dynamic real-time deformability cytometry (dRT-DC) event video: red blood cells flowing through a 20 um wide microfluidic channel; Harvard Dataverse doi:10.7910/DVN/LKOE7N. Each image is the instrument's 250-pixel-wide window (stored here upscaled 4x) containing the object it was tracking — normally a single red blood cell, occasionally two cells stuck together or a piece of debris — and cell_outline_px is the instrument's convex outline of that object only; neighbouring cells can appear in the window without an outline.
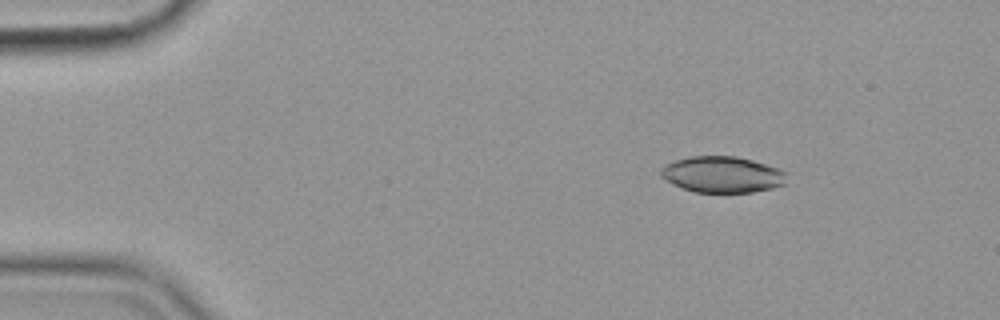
{"species": "common noctule bat (a hibernating species)", "species_latin": "Nyctalus noctula", "temperature_condition": "cold", "stored_images_in_passage": 56, "camera_frame_rate_fps": 3000, "um_per_image_px": 0.085, "animal": {"sex": "female", "body_mass_g": 19.9}, "frame": {"image": 1, "passage_image": 8, "time_ms": 2.333, "image_size_px": [1000, 320], "cell_outline_px": [[788, 172], [784, 184], [772, 188], [752, 192], [696, 192], [684, 188], [664, 180], [660, 176], [660, 168], [676, 160], [688, 156], [736, 156], [752, 160], [780, 168]], "centroid_in_image_um": [61.41, 14.82], "position_along_channel_um": 23.6, "area_um2": 26.59}}
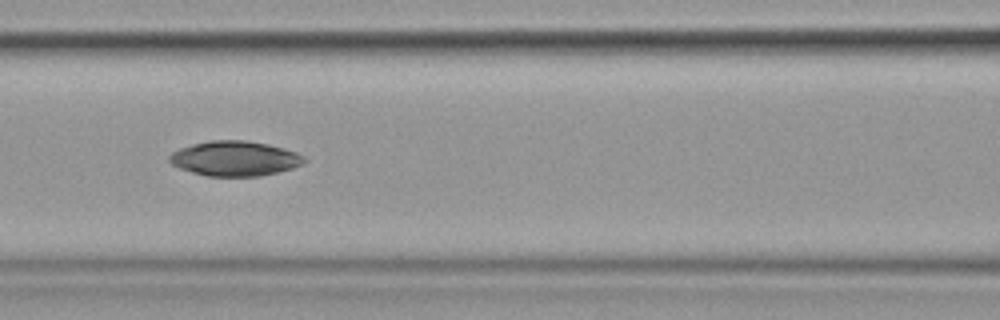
{"frame": {"image": 2, "passage_image": 25, "time_ms": 8.0, "image_size_px": [1000, 320], "cell_outline_px": [[308, 160], [292, 168], [260, 176], [208, 176], [192, 172], [180, 168], [172, 164], [168, 160], [168, 156], [172, 152], [180, 148], [192, 144], [212, 140], [244, 140], [268, 144], [284, 148], [296, 152], [304, 156]], "centroid_in_image_um": [19.95, 13.47], "position_along_channel_um": 146.7, "area_um2": 27.34}}
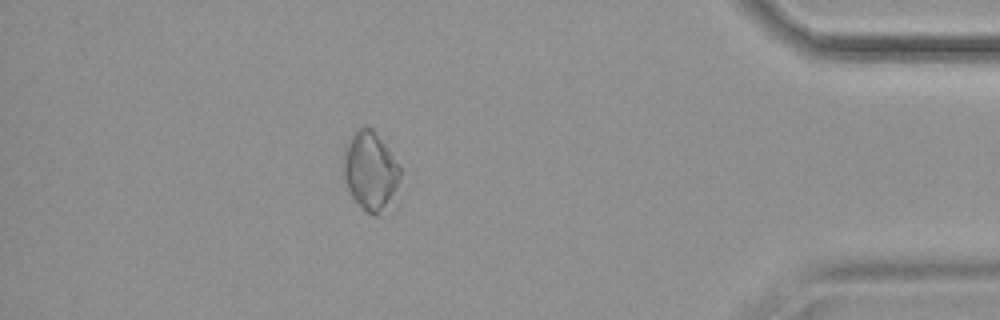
{"frame": {"image": 3, "passage_image": 50, "time_ms": 16.333, "image_size_px": [1000, 320], "cell_outline_px": [[400, 180], [396, 212], [392, 216], [372, 216], [352, 196], [340, 176], [344, 148], [352, 136], [364, 124], [372, 128], [388, 148], [400, 164]], "centroid_in_image_um": [31.56, 14.69], "position_along_channel_um": 403.6, "area_um2": 28.03}, "authors_computed_cell_mechanics": {"area_um2": 27.455, "velocity_mm_per_s": 3.5529, "shape_relaxation_time_tau1_ms": 11.1043, "shape_relaxation_time_tau2_ms": null, "deformation_change_tau1": 0.1168, "deformation_change_tau2": null}}